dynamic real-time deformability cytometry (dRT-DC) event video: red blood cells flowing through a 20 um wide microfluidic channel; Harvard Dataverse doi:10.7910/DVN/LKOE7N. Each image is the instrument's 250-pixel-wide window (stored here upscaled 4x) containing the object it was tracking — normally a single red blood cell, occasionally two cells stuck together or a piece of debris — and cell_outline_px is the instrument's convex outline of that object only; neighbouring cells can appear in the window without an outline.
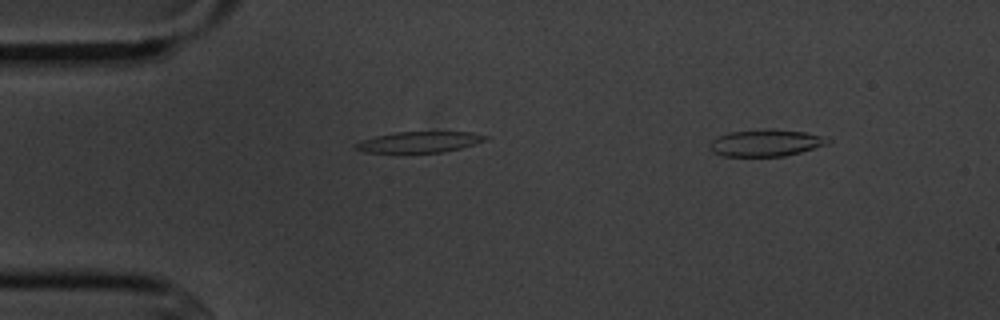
{"species": "common noctule bat (a hibernating species)", "species_latin": "Nyctalus noctula", "temperature_condition": "cold", "stored_images_in_passage": 2, "camera_frame_rate_fps": 3000, "um_per_image_px": 0.085, "animal": {"sex": "male", "body_mass_g": 20.1, "forearm_length_mm": 53.5}, "frame": {"image": 1, "passage_image": 1, "time_ms": 0.0, "image_size_px": [1000, 320], "cell_outline_px": [[488, 136], [484, 140], [460, 148], [444, 152], [364, 152], [352, 148], [352, 144], [376, 136], [396, 132], [472, 132]], "centroid_in_image_um": [35.58, 12.07], "position_along_channel_um": 49.4, "area_um2": 15.55}}